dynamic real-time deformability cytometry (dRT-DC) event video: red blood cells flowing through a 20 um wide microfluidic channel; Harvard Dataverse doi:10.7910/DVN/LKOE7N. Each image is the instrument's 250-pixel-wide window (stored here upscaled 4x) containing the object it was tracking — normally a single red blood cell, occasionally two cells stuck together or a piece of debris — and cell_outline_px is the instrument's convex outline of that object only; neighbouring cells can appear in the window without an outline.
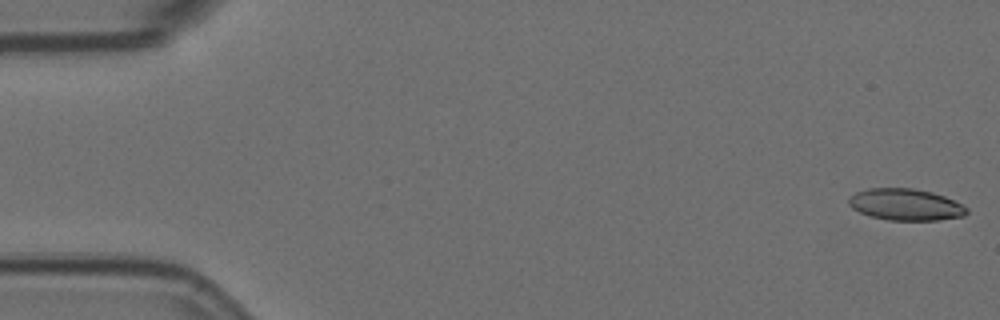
{"species": "Egyptian fruit bat (a non-hibernating species)", "species_latin": "Rousettus aegyptiacus", "temperature_condition": "room temperature", "stored_images_in_passage": 6, "segment_of_instrument_passage": [1, 2], "camera_frame_rate_fps": 3000, "um_per_image_px": 0.085, "animal": {"sex": "female"}, "frame": {"image": 1, "passage_image": 1, "time_ms": 0.0, "image_size_px": [1000, 320], "cell_outline_px": [[968, 212], [964, 216], [940, 220], [888, 220], [868, 216], [852, 208], [848, 204], [848, 196], [856, 192], [868, 188], [912, 188], [932, 192], [944, 196], [968, 208]], "centroid_in_image_um": [76.94, 17.39], "position_along_channel_um": 8.1, "area_um2": 21.85}}
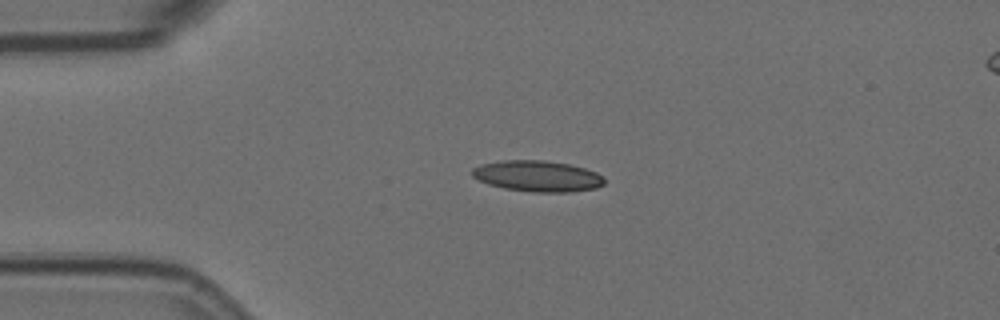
{"frame": {"image": 2, "passage_image": 4, "time_ms": 1.0, "image_size_px": [1000, 320], "cell_outline_px": [[604, 184], [596, 188], [572, 192], [532, 192], [504, 188], [488, 184], [472, 176], [472, 168], [480, 164], [504, 160], [544, 160], [568, 164], [584, 168], [596, 172], [604, 176]], "centroid_in_image_um": [45.7, 14.97], "position_along_channel_um": 39.3, "area_um2": 23.93}}